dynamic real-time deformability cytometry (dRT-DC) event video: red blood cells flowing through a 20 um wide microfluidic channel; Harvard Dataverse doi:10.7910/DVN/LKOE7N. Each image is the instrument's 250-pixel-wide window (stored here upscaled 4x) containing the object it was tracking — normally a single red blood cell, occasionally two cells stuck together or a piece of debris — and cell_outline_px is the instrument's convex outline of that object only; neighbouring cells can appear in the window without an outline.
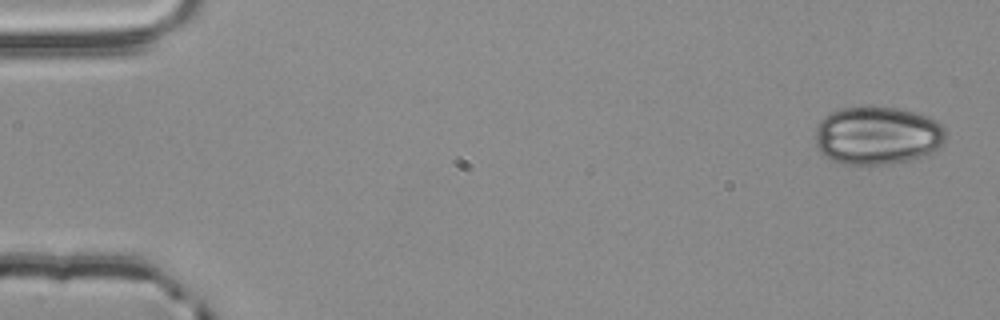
{"species": "common noctule bat (a hibernating species)", "species_latin": "Nyctalus noctula", "temperature_condition": "room temperature", "stored_images_in_passage": 4, "camera_frame_rate_fps": 3000, "um_per_image_px": 0.085, "animal": {"sex": "male", "body_mass_g": 20.4}, "frame": {"image": 1, "passage_image": 1, "time_ms": 0.0, "image_size_px": [1000, 320], "cell_outline_px": [[944, 140], [936, 148], [924, 156], [908, 160], [888, 164], [844, 164], [832, 160], [824, 156], [816, 148], [816, 128], [820, 120], [824, 116], [832, 112], [844, 108], [868, 104], [896, 108], [928, 116], [936, 120], [944, 128]], "centroid_in_image_um": [74.53, 11.49], "position_along_channel_um": 10.5, "area_um2": 44.45}}